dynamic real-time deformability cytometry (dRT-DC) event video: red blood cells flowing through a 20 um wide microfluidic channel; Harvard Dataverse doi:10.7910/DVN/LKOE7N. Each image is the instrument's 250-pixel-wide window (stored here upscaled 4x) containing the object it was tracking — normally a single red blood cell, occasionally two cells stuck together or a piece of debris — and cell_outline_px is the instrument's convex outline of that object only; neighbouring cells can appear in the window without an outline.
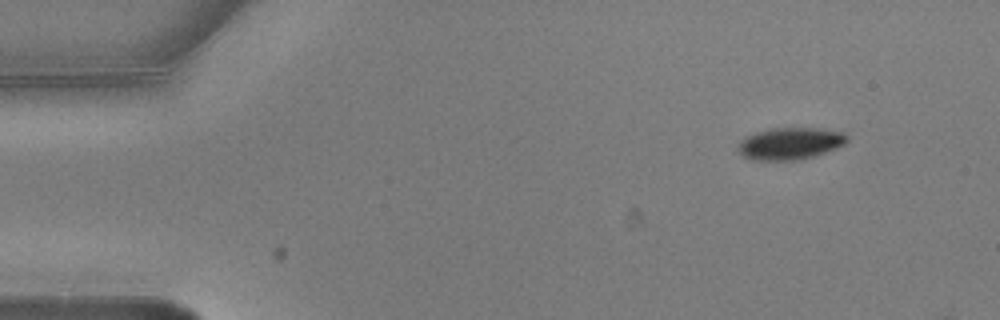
{"species": "common noctule bat (a hibernating species)", "species_latin": "Nyctalus noctula", "temperature_condition": "warm", "stored_images_in_passage": 3, "camera_frame_rate_fps": 3000, "um_per_image_px": 0.085, "animal": {"sex": "male", "body_mass_g": 20.5, "forearm_length_mm": 52.5}, "frame": {"image": 1, "passage_image": 1, "time_ms": 0.0, "image_size_px": [1000, 320], "cell_outline_px": [[848, 140], [844, 144], [836, 148], [816, 156], [796, 160], [752, 160], [736, 152], [736, 144], [744, 136], [756, 132], [772, 128], [820, 128], [844, 132], [848, 136]], "centroid_in_image_um": [67.12, 12.2], "position_along_channel_um": 17.9, "area_um2": 20.69}}